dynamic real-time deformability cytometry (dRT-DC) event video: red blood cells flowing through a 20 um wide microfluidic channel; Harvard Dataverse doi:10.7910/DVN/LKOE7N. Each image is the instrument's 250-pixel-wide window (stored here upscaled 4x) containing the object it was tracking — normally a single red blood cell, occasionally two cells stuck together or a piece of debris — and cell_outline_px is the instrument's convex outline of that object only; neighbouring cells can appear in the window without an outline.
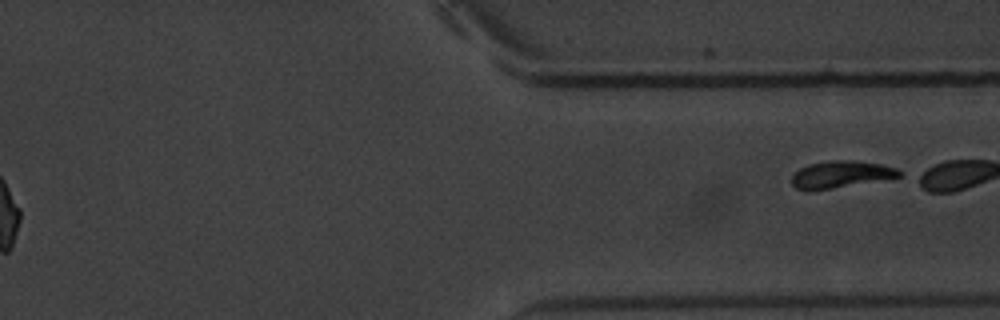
{"species": "common noctule bat (a hibernating species)", "species_latin": "Nyctalus noctula", "temperature_condition": "warm", "stored_images_in_passage": 12, "segment_of_instrument_passage": [2, 2], "camera_frame_rate_fps": 3000, "um_per_image_px": 0.085, "animal": {"sex": "male", "body_mass_g": 20.1, "forearm_length_mm": 53.5}, "frame": {"image": 1, "passage_image": 12, "time_ms": 16.667, "image_size_px": [1000, 320], "cell_outline_px": [[904, 176], [832, 188], [796, 188], [792, 184], [792, 176], [800, 168], [808, 164], [828, 160], [844, 160], [880, 164], [896, 168], [904, 172]], "centroid_in_image_um": [71.54, 14.79], "position_along_channel_um": 339.9, "area_um2": 16.36}}